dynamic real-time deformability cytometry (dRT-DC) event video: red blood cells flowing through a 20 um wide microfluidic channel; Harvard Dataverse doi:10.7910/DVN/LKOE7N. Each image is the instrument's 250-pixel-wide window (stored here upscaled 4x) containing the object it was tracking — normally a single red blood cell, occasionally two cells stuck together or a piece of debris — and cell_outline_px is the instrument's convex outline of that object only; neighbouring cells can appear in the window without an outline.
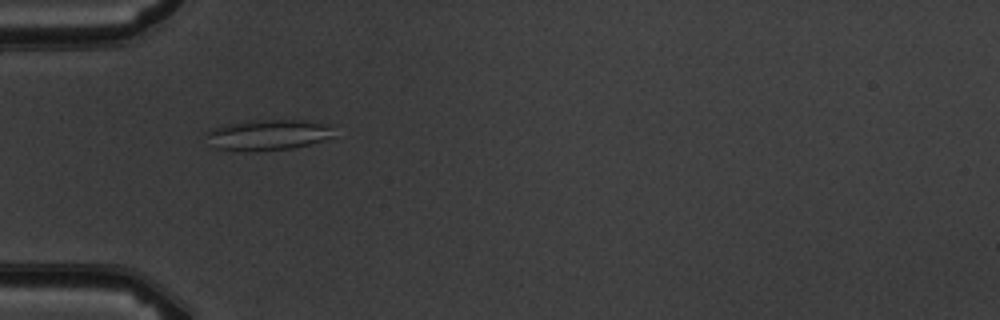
{"species": "common noctule bat (a hibernating species)", "species_latin": "Nyctalus noctula", "temperature_condition": "warm", "stored_images_in_passage": 4, "camera_frame_rate_fps": 3000, "um_per_image_px": 0.085, "animal": {"sex": "male", "body_mass_g": 19.5, "forearm_length_mm": 54.6}, "frame": {"image": 1, "passage_image": 3, "time_ms": 3.333, "image_size_px": [1000, 320], "cell_outline_px": [[336, 124], [332, 136], [308, 144], [292, 148], [252, 152], [232, 152], [212, 148], [204, 132], [212, 128], [228, 124], [248, 120], [304, 120]], "centroid_in_image_um": [22.73, 11.47], "position_along_channel_um": 62.3, "area_um2": 23.52}}
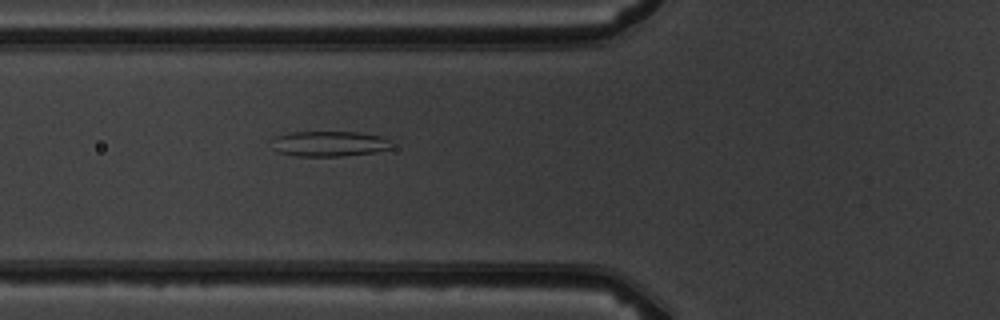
{"frame": {"image": 2, "passage_image": 4, "time_ms": 4.333, "image_size_px": [1000, 320], "cell_outline_px": [[392, 148], [376, 152], [340, 156], [296, 156], [276, 152], [272, 148], [272, 140], [276, 136], [292, 132], [356, 132], [380, 136], [392, 140]], "centroid_in_image_um": [27.98, 12.22], "position_along_channel_um": 97.8, "area_um2": 17.86}}